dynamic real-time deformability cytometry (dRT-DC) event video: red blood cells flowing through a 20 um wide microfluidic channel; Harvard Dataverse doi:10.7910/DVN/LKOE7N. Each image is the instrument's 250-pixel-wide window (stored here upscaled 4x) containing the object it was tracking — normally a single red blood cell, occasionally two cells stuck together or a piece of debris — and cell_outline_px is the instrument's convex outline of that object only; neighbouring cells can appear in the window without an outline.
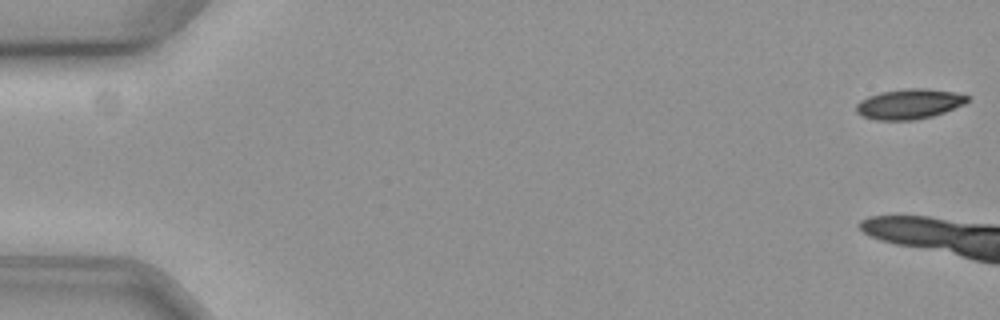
{"species": "common noctule bat (a hibernating species)", "species_latin": "Nyctalus noctula", "temperature_condition": "cold", "stored_images_in_passage": 6, "camera_frame_rate_fps": 3000, "um_per_image_px": 0.085, "animal": {"sex": "female", "body_mass_g": 19.3, "forearm_length_mm": 54.1}, "frame": {"image": 1, "passage_image": 1, "time_ms": 0.0, "image_size_px": [1000, 320], "cell_outline_px": [[968, 100], [964, 104], [944, 112], [932, 116], [916, 120], [876, 120], [864, 116], [856, 112], [856, 104], [860, 100], [868, 96], [880, 92], [908, 88], [924, 88], [952, 92], [968, 96]], "centroid_in_image_um": [77.25, 8.84], "position_along_channel_um": 7.8, "area_um2": 19.36}}